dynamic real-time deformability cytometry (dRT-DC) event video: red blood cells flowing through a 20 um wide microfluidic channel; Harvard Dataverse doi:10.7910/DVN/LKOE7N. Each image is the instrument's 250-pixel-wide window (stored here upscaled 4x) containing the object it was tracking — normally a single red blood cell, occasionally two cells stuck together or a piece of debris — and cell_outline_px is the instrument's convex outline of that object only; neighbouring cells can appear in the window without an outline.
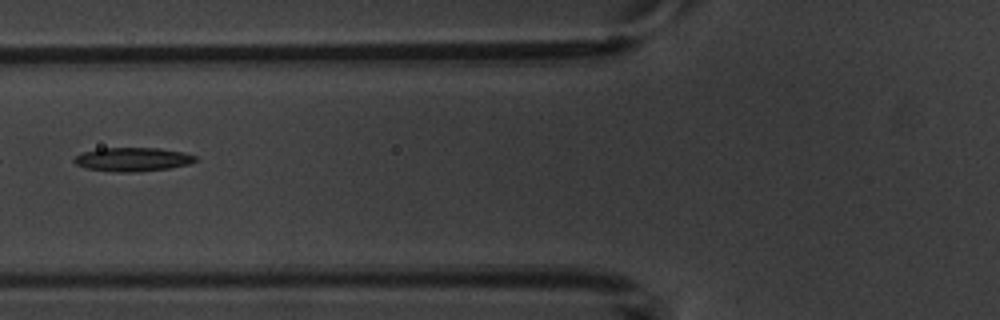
{"species": "common noctule bat (a hibernating species)", "species_latin": "Nyctalus noctula", "temperature_condition": "warm", "stored_images_in_passage": 5, "camera_frame_rate_fps": 3000, "um_per_image_px": 0.085, "animal": {"sex": "male", "body_mass_g": 20.1, "forearm_length_mm": 53.5}, "frame": {"image": 1, "passage_image": 5, "time_ms": 4.333, "image_size_px": [1000, 320], "cell_outline_px": [[196, 160], [188, 164], [168, 168], [136, 172], [120, 172], [88, 168], [76, 164], [72, 160], [76, 156], [84, 152], [100, 148], [160, 148], [184, 152], [196, 156]], "centroid_in_image_um": [11.29, 13.54], "position_along_channel_um": 114.5, "area_um2": 16.59}}